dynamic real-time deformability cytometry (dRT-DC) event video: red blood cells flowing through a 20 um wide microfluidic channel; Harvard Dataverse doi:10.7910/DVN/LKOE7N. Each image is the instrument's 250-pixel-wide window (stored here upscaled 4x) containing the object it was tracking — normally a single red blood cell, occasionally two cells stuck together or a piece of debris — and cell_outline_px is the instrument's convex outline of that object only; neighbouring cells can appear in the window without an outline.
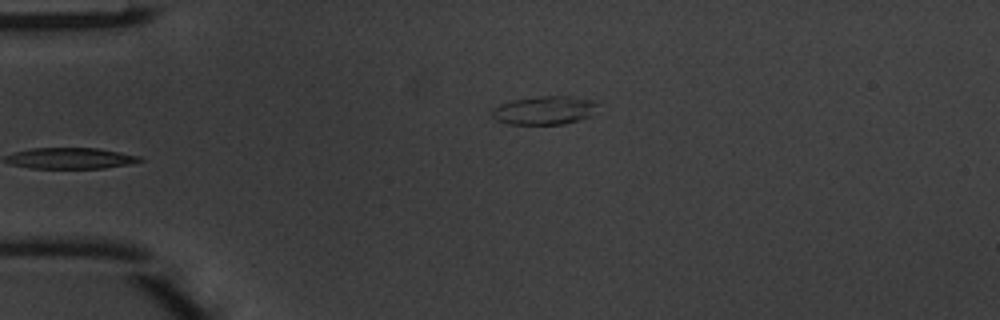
{"species": "common noctule bat (a hibernating species)", "species_latin": "Nyctalus noctula", "temperature_condition": "warm", "stored_images_in_passage": 34, "segment_of_instrument_passage": [1, 2], "camera_frame_rate_fps": 3000, "um_per_image_px": 0.085, "animal": {"sex": "male", "body_mass_g": 20.1, "forearm_length_mm": 53.5}, "frame": {"image": 1, "passage_image": 1, "time_ms": 0.0, "image_size_px": [1000, 320], "cell_outline_px": [[596, 104], [588, 116], [564, 124], [508, 124], [496, 120], [492, 116], [492, 112], [500, 104], [512, 100], [536, 96], [572, 96], [592, 100]], "centroid_in_image_um": [46.21, 9.37], "position_along_channel_um": 38.8, "area_um2": 17.17}}
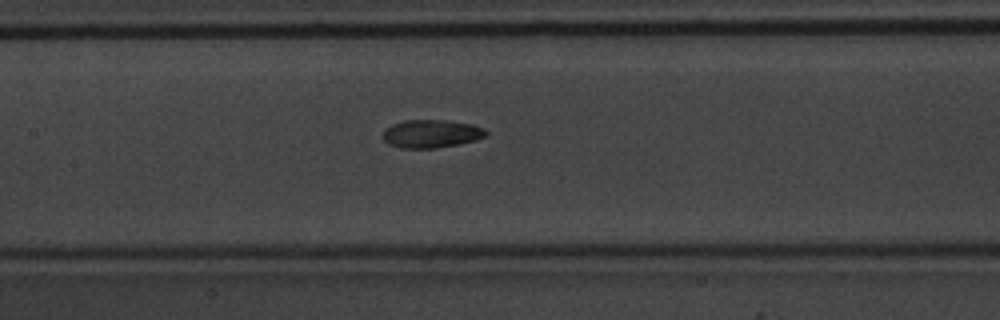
{"frame": {"image": 2, "passage_image": 13, "time_ms": 4.0, "image_size_px": [1000, 320], "cell_outline_px": [[488, 136], [476, 140], [436, 148], [400, 148], [388, 144], [380, 136], [384, 128], [392, 124], [404, 120], [444, 120], [472, 124], [484, 128], [488, 132]], "centroid_in_image_um": [36.62, 11.36], "position_along_channel_um": 170.8, "area_um2": 17.11}}
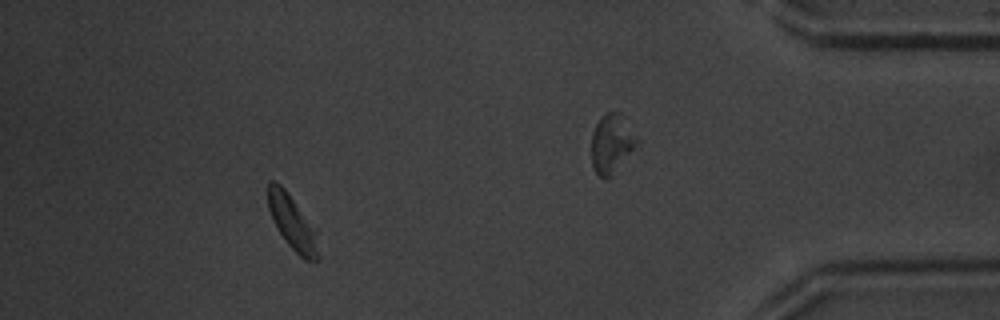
{"frame": {"image": 3, "passage_image": 29, "time_ms": 9.333, "image_size_px": [1000, 320], "cell_outline_px": [[320, 256], [316, 260], [304, 260], [284, 240], [272, 220], [268, 208], [268, 180], [276, 180], [284, 188], [316, 228]], "centroid_in_image_um": [24.86, 18.91], "position_along_channel_um": 410.3, "area_um2": 16.13}}